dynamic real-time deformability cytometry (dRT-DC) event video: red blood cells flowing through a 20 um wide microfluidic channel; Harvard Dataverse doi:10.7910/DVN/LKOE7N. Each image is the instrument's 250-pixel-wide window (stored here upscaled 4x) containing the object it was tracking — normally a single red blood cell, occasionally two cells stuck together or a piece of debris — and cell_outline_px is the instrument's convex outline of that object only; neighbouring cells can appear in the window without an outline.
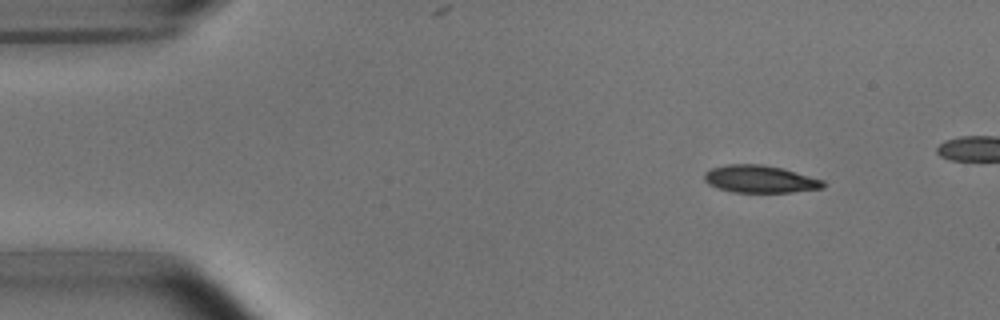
{"species": "common noctule bat (a hibernating species)", "species_latin": "Nyctalus noctula", "temperature_condition": "room temperature", "stored_images_in_passage": 7, "camera_frame_rate_fps": 3000, "um_per_image_px": 0.085, "animal": {"sex": "male", "body_mass_g": 15.6}, "frame": {"image": 1, "passage_image": 1, "time_ms": 0.0, "image_size_px": [1000, 320], "cell_outline_px": [[824, 188], [792, 192], [732, 192], [708, 184], [704, 180], [704, 172], [708, 168], [728, 164], [764, 164], [784, 168], [824, 180]], "centroid_in_image_um": [64.59, 15.21], "position_along_channel_um": 20.4, "area_um2": 19.19}}
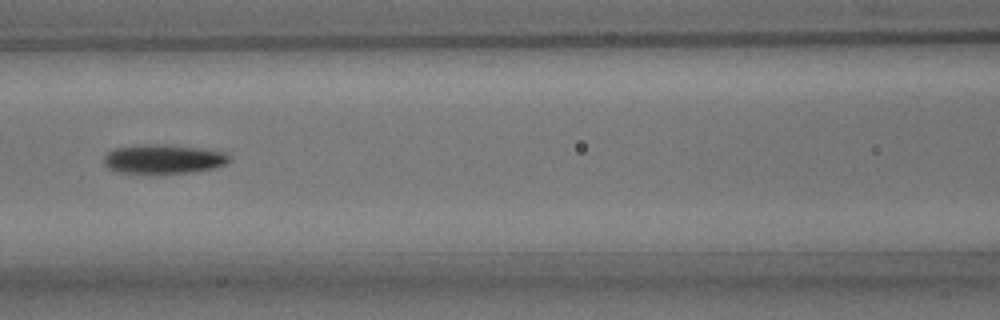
{"frame": {"image": 2, "passage_image": 6, "time_ms": 5.667, "image_size_px": [1000, 320], "cell_outline_px": [[232, 160], [216, 168], [192, 172], [112, 172], [104, 164], [104, 156], [108, 152], [116, 148], [192, 148], [224, 152]], "centroid_in_image_um": [13.91, 13.59], "position_along_channel_um": 152.7, "area_um2": 19.48}}